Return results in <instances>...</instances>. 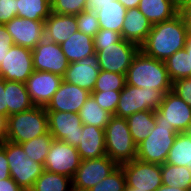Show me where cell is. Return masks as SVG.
I'll list each match as a JSON object with an SVG mask.
<instances>
[{
	"label": "cell",
	"mask_w": 191,
	"mask_h": 191,
	"mask_svg": "<svg viewBox=\"0 0 191 191\" xmlns=\"http://www.w3.org/2000/svg\"><path fill=\"white\" fill-rule=\"evenodd\" d=\"M127 10L137 8L140 0H118Z\"/></svg>",
	"instance_id": "f907efd6"
},
{
	"label": "cell",
	"mask_w": 191,
	"mask_h": 191,
	"mask_svg": "<svg viewBox=\"0 0 191 191\" xmlns=\"http://www.w3.org/2000/svg\"><path fill=\"white\" fill-rule=\"evenodd\" d=\"M49 132L53 139L77 147L82 132V121L79 114L72 112L47 111Z\"/></svg>",
	"instance_id": "9a60e30c"
},
{
	"label": "cell",
	"mask_w": 191,
	"mask_h": 191,
	"mask_svg": "<svg viewBox=\"0 0 191 191\" xmlns=\"http://www.w3.org/2000/svg\"><path fill=\"white\" fill-rule=\"evenodd\" d=\"M78 31L76 15H63L51 12L44 21L45 39L61 44Z\"/></svg>",
	"instance_id": "7402d4cb"
},
{
	"label": "cell",
	"mask_w": 191,
	"mask_h": 191,
	"mask_svg": "<svg viewBox=\"0 0 191 191\" xmlns=\"http://www.w3.org/2000/svg\"><path fill=\"white\" fill-rule=\"evenodd\" d=\"M29 191H73L72 178L44 170Z\"/></svg>",
	"instance_id": "4dcf8cb0"
},
{
	"label": "cell",
	"mask_w": 191,
	"mask_h": 191,
	"mask_svg": "<svg viewBox=\"0 0 191 191\" xmlns=\"http://www.w3.org/2000/svg\"><path fill=\"white\" fill-rule=\"evenodd\" d=\"M11 178L6 151L0 146V180Z\"/></svg>",
	"instance_id": "ee69618b"
},
{
	"label": "cell",
	"mask_w": 191,
	"mask_h": 191,
	"mask_svg": "<svg viewBox=\"0 0 191 191\" xmlns=\"http://www.w3.org/2000/svg\"><path fill=\"white\" fill-rule=\"evenodd\" d=\"M125 84V74L100 70L93 91L122 90Z\"/></svg>",
	"instance_id": "e575fe53"
},
{
	"label": "cell",
	"mask_w": 191,
	"mask_h": 191,
	"mask_svg": "<svg viewBox=\"0 0 191 191\" xmlns=\"http://www.w3.org/2000/svg\"><path fill=\"white\" fill-rule=\"evenodd\" d=\"M179 14L181 15L188 31L191 32V1L179 8Z\"/></svg>",
	"instance_id": "bcb514c9"
},
{
	"label": "cell",
	"mask_w": 191,
	"mask_h": 191,
	"mask_svg": "<svg viewBox=\"0 0 191 191\" xmlns=\"http://www.w3.org/2000/svg\"><path fill=\"white\" fill-rule=\"evenodd\" d=\"M50 14L51 3L47 0H17V17L45 21Z\"/></svg>",
	"instance_id": "1f68e13d"
},
{
	"label": "cell",
	"mask_w": 191,
	"mask_h": 191,
	"mask_svg": "<svg viewBox=\"0 0 191 191\" xmlns=\"http://www.w3.org/2000/svg\"><path fill=\"white\" fill-rule=\"evenodd\" d=\"M14 45L11 35L7 32L4 24H0V65L10 47Z\"/></svg>",
	"instance_id": "7bdbcfd3"
},
{
	"label": "cell",
	"mask_w": 191,
	"mask_h": 191,
	"mask_svg": "<svg viewBox=\"0 0 191 191\" xmlns=\"http://www.w3.org/2000/svg\"><path fill=\"white\" fill-rule=\"evenodd\" d=\"M172 92L191 107V77L172 82Z\"/></svg>",
	"instance_id": "60d3db41"
},
{
	"label": "cell",
	"mask_w": 191,
	"mask_h": 191,
	"mask_svg": "<svg viewBox=\"0 0 191 191\" xmlns=\"http://www.w3.org/2000/svg\"><path fill=\"white\" fill-rule=\"evenodd\" d=\"M0 191H24L12 178L0 180Z\"/></svg>",
	"instance_id": "c3c4849f"
},
{
	"label": "cell",
	"mask_w": 191,
	"mask_h": 191,
	"mask_svg": "<svg viewBox=\"0 0 191 191\" xmlns=\"http://www.w3.org/2000/svg\"><path fill=\"white\" fill-rule=\"evenodd\" d=\"M177 134L172 125L156 123L148 137L137 146V159L164 164Z\"/></svg>",
	"instance_id": "8992f818"
},
{
	"label": "cell",
	"mask_w": 191,
	"mask_h": 191,
	"mask_svg": "<svg viewBox=\"0 0 191 191\" xmlns=\"http://www.w3.org/2000/svg\"><path fill=\"white\" fill-rule=\"evenodd\" d=\"M17 16V0H0V24H6Z\"/></svg>",
	"instance_id": "b9f144b4"
},
{
	"label": "cell",
	"mask_w": 191,
	"mask_h": 191,
	"mask_svg": "<svg viewBox=\"0 0 191 191\" xmlns=\"http://www.w3.org/2000/svg\"><path fill=\"white\" fill-rule=\"evenodd\" d=\"M121 29L122 39L130 41L139 47L145 42L153 24L137 8L126 11Z\"/></svg>",
	"instance_id": "44dd1931"
},
{
	"label": "cell",
	"mask_w": 191,
	"mask_h": 191,
	"mask_svg": "<svg viewBox=\"0 0 191 191\" xmlns=\"http://www.w3.org/2000/svg\"><path fill=\"white\" fill-rule=\"evenodd\" d=\"M125 191H141V190H137V188H135V187H127L126 186Z\"/></svg>",
	"instance_id": "11a10c76"
},
{
	"label": "cell",
	"mask_w": 191,
	"mask_h": 191,
	"mask_svg": "<svg viewBox=\"0 0 191 191\" xmlns=\"http://www.w3.org/2000/svg\"><path fill=\"white\" fill-rule=\"evenodd\" d=\"M79 116L84 125H94L95 127L105 129L109 123L111 114L102 109L95 98L90 94L86 102L79 111Z\"/></svg>",
	"instance_id": "f1b7e54d"
},
{
	"label": "cell",
	"mask_w": 191,
	"mask_h": 191,
	"mask_svg": "<svg viewBox=\"0 0 191 191\" xmlns=\"http://www.w3.org/2000/svg\"><path fill=\"white\" fill-rule=\"evenodd\" d=\"M155 123L172 125L177 133L191 132V107L174 92H167L155 110Z\"/></svg>",
	"instance_id": "9c48e42d"
},
{
	"label": "cell",
	"mask_w": 191,
	"mask_h": 191,
	"mask_svg": "<svg viewBox=\"0 0 191 191\" xmlns=\"http://www.w3.org/2000/svg\"><path fill=\"white\" fill-rule=\"evenodd\" d=\"M5 98L8 107V116L24 112L35 106L23 82L5 80Z\"/></svg>",
	"instance_id": "cb8c5ba5"
},
{
	"label": "cell",
	"mask_w": 191,
	"mask_h": 191,
	"mask_svg": "<svg viewBox=\"0 0 191 191\" xmlns=\"http://www.w3.org/2000/svg\"><path fill=\"white\" fill-rule=\"evenodd\" d=\"M7 133V117L0 115V144L5 140Z\"/></svg>",
	"instance_id": "681fc988"
},
{
	"label": "cell",
	"mask_w": 191,
	"mask_h": 191,
	"mask_svg": "<svg viewBox=\"0 0 191 191\" xmlns=\"http://www.w3.org/2000/svg\"><path fill=\"white\" fill-rule=\"evenodd\" d=\"M94 49L100 70L126 74L140 47L122 39L120 42L108 46H94Z\"/></svg>",
	"instance_id": "ba28073f"
},
{
	"label": "cell",
	"mask_w": 191,
	"mask_h": 191,
	"mask_svg": "<svg viewBox=\"0 0 191 191\" xmlns=\"http://www.w3.org/2000/svg\"><path fill=\"white\" fill-rule=\"evenodd\" d=\"M33 72L32 50L12 45L0 65V78L25 83Z\"/></svg>",
	"instance_id": "4fadbf2b"
},
{
	"label": "cell",
	"mask_w": 191,
	"mask_h": 191,
	"mask_svg": "<svg viewBox=\"0 0 191 191\" xmlns=\"http://www.w3.org/2000/svg\"><path fill=\"white\" fill-rule=\"evenodd\" d=\"M106 155L118 165L137 158L135 144L126 118L111 116L105 128Z\"/></svg>",
	"instance_id": "277c9868"
},
{
	"label": "cell",
	"mask_w": 191,
	"mask_h": 191,
	"mask_svg": "<svg viewBox=\"0 0 191 191\" xmlns=\"http://www.w3.org/2000/svg\"><path fill=\"white\" fill-rule=\"evenodd\" d=\"M126 11L127 9L118 0L101 6V11L96 14L100 29H109L121 33Z\"/></svg>",
	"instance_id": "4316f807"
},
{
	"label": "cell",
	"mask_w": 191,
	"mask_h": 191,
	"mask_svg": "<svg viewBox=\"0 0 191 191\" xmlns=\"http://www.w3.org/2000/svg\"><path fill=\"white\" fill-rule=\"evenodd\" d=\"M131 136L138 146L146 139L155 127V110H146L134 113L127 118Z\"/></svg>",
	"instance_id": "484cf974"
},
{
	"label": "cell",
	"mask_w": 191,
	"mask_h": 191,
	"mask_svg": "<svg viewBox=\"0 0 191 191\" xmlns=\"http://www.w3.org/2000/svg\"><path fill=\"white\" fill-rule=\"evenodd\" d=\"M87 0H54L51 12L63 15H77L85 10Z\"/></svg>",
	"instance_id": "74e56055"
},
{
	"label": "cell",
	"mask_w": 191,
	"mask_h": 191,
	"mask_svg": "<svg viewBox=\"0 0 191 191\" xmlns=\"http://www.w3.org/2000/svg\"><path fill=\"white\" fill-rule=\"evenodd\" d=\"M52 142L53 137L50 132H48L42 136L35 137L32 140L21 143V146L28 157H30L33 161L43 165Z\"/></svg>",
	"instance_id": "836d02e7"
},
{
	"label": "cell",
	"mask_w": 191,
	"mask_h": 191,
	"mask_svg": "<svg viewBox=\"0 0 191 191\" xmlns=\"http://www.w3.org/2000/svg\"><path fill=\"white\" fill-rule=\"evenodd\" d=\"M105 129L95 127L94 125L82 124L80 132V143L76 147L81 160L94 159L106 155L105 147Z\"/></svg>",
	"instance_id": "ffe728a7"
},
{
	"label": "cell",
	"mask_w": 191,
	"mask_h": 191,
	"mask_svg": "<svg viewBox=\"0 0 191 191\" xmlns=\"http://www.w3.org/2000/svg\"><path fill=\"white\" fill-rule=\"evenodd\" d=\"M164 62L171 82L191 77V56L185 48L178 50Z\"/></svg>",
	"instance_id": "d6a6232c"
},
{
	"label": "cell",
	"mask_w": 191,
	"mask_h": 191,
	"mask_svg": "<svg viewBox=\"0 0 191 191\" xmlns=\"http://www.w3.org/2000/svg\"><path fill=\"white\" fill-rule=\"evenodd\" d=\"M0 115L8 117V107L5 98V79L0 78Z\"/></svg>",
	"instance_id": "7dc6e473"
},
{
	"label": "cell",
	"mask_w": 191,
	"mask_h": 191,
	"mask_svg": "<svg viewBox=\"0 0 191 191\" xmlns=\"http://www.w3.org/2000/svg\"><path fill=\"white\" fill-rule=\"evenodd\" d=\"M60 47L69 63L78 62L95 54L93 37L80 31L72 34L70 38L60 44Z\"/></svg>",
	"instance_id": "603a6c76"
},
{
	"label": "cell",
	"mask_w": 191,
	"mask_h": 191,
	"mask_svg": "<svg viewBox=\"0 0 191 191\" xmlns=\"http://www.w3.org/2000/svg\"><path fill=\"white\" fill-rule=\"evenodd\" d=\"M126 84L141 88H153L164 94L172 91L164 61L145 55L141 50L134 56L126 74Z\"/></svg>",
	"instance_id": "7a4b0ae2"
},
{
	"label": "cell",
	"mask_w": 191,
	"mask_h": 191,
	"mask_svg": "<svg viewBox=\"0 0 191 191\" xmlns=\"http://www.w3.org/2000/svg\"><path fill=\"white\" fill-rule=\"evenodd\" d=\"M165 163L191 170V132L178 133Z\"/></svg>",
	"instance_id": "83f0119b"
},
{
	"label": "cell",
	"mask_w": 191,
	"mask_h": 191,
	"mask_svg": "<svg viewBox=\"0 0 191 191\" xmlns=\"http://www.w3.org/2000/svg\"><path fill=\"white\" fill-rule=\"evenodd\" d=\"M78 31L94 38L100 30L99 21L95 13L86 10L76 15Z\"/></svg>",
	"instance_id": "f35d334b"
},
{
	"label": "cell",
	"mask_w": 191,
	"mask_h": 191,
	"mask_svg": "<svg viewBox=\"0 0 191 191\" xmlns=\"http://www.w3.org/2000/svg\"><path fill=\"white\" fill-rule=\"evenodd\" d=\"M120 93L121 90L93 91L91 95L102 109L113 116L118 106Z\"/></svg>",
	"instance_id": "8d00e7d4"
},
{
	"label": "cell",
	"mask_w": 191,
	"mask_h": 191,
	"mask_svg": "<svg viewBox=\"0 0 191 191\" xmlns=\"http://www.w3.org/2000/svg\"><path fill=\"white\" fill-rule=\"evenodd\" d=\"M90 94L91 93L87 90L63 80L59 89L53 95L52 100L45 107L46 111L72 112L78 114Z\"/></svg>",
	"instance_id": "d6986e66"
},
{
	"label": "cell",
	"mask_w": 191,
	"mask_h": 191,
	"mask_svg": "<svg viewBox=\"0 0 191 191\" xmlns=\"http://www.w3.org/2000/svg\"><path fill=\"white\" fill-rule=\"evenodd\" d=\"M100 71L96 53L78 62L69 63L63 80L92 93Z\"/></svg>",
	"instance_id": "ac0fdd59"
},
{
	"label": "cell",
	"mask_w": 191,
	"mask_h": 191,
	"mask_svg": "<svg viewBox=\"0 0 191 191\" xmlns=\"http://www.w3.org/2000/svg\"><path fill=\"white\" fill-rule=\"evenodd\" d=\"M49 132L48 115L43 106H33L7 117L5 140L21 144Z\"/></svg>",
	"instance_id": "3957f363"
},
{
	"label": "cell",
	"mask_w": 191,
	"mask_h": 191,
	"mask_svg": "<svg viewBox=\"0 0 191 191\" xmlns=\"http://www.w3.org/2000/svg\"><path fill=\"white\" fill-rule=\"evenodd\" d=\"M138 9L152 24L169 20L179 13V8L170 0H140Z\"/></svg>",
	"instance_id": "d4e9b609"
},
{
	"label": "cell",
	"mask_w": 191,
	"mask_h": 191,
	"mask_svg": "<svg viewBox=\"0 0 191 191\" xmlns=\"http://www.w3.org/2000/svg\"><path fill=\"white\" fill-rule=\"evenodd\" d=\"M94 46H108L122 40L121 33L109 29H100L93 38Z\"/></svg>",
	"instance_id": "ab89813d"
},
{
	"label": "cell",
	"mask_w": 191,
	"mask_h": 191,
	"mask_svg": "<svg viewBox=\"0 0 191 191\" xmlns=\"http://www.w3.org/2000/svg\"><path fill=\"white\" fill-rule=\"evenodd\" d=\"M63 77L47 71H36L25 82L27 92L35 106L46 107L59 89Z\"/></svg>",
	"instance_id": "2e32d148"
},
{
	"label": "cell",
	"mask_w": 191,
	"mask_h": 191,
	"mask_svg": "<svg viewBox=\"0 0 191 191\" xmlns=\"http://www.w3.org/2000/svg\"><path fill=\"white\" fill-rule=\"evenodd\" d=\"M162 185L191 190V170L185 166L161 164Z\"/></svg>",
	"instance_id": "f546056e"
},
{
	"label": "cell",
	"mask_w": 191,
	"mask_h": 191,
	"mask_svg": "<svg viewBox=\"0 0 191 191\" xmlns=\"http://www.w3.org/2000/svg\"><path fill=\"white\" fill-rule=\"evenodd\" d=\"M156 191H188L181 187H169L166 185H161Z\"/></svg>",
	"instance_id": "816d5d0a"
},
{
	"label": "cell",
	"mask_w": 191,
	"mask_h": 191,
	"mask_svg": "<svg viewBox=\"0 0 191 191\" xmlns=\"http://www.w3.org/2000/svg\"><path fill=\"white\" fill-rule=\"evenodd\" d=\"M80 163L81 158L76 147L62 140L53 139L43 168L46 171L73 178Z\"/></svg>",
	"instance_id": "7c38bea8"
},
{
	"label": "cell",
	"mask_w": 191,
	"mask_h": 191,
	"mask_svg": "<svg viewBox=\"0 0 191 191\" xmlns=\"http://www.w3.org/2000/svg\"><path fill=\"white\" fill-rule=\"evenodd\" d=\"M174 5L180 8L182 5L190 2L191 0H170Z\"/></svg>",
	"instance_id": "db71d44e"
},
{
	"label": "cell",
	"mask_w": 191,
	"mask_h": 191,
	"mask_svg": "<svg viewBox=\"0 0 191 191\" xmlns=\"http://www.w3.org/2000/svg\"><path fill=\"white\" fill-rule=\"evenodd\" d=\"M184 48L186 49L187 53L190 54L191 56V32L190 31L188 32Z\"/></svg>",
	"instance_id": "f5cc1de1"
},
{
	"label": "cell",
	"mask_w": 191,
	"mask_h": 191,
	"mask_svg": "<svg viewBox=\"0 0 191 191\" xmlns=\"http://www.w3.org/2000/svg\"><path fill=\"white\" fill-rule=\"evenodd\" d=\"M125 175L126 186L141 191H156L162 185L161 164L134 159L119 165Z\"/></svg>",
	"instance_id": "8fae6325"
},
{
	"label": "cell",
	"mask_w": 191,
	"mask_h": 191,
	"mask_svg": "<svg viewBox=\"0 0 191 191\" xmlns=\"http://www.w3.org/2000/svg\"><path fill=\"white\" fill-rule=\"evenodd\" d=\"M126 179L122 168L119 166L105 179L98 182L88 191H125Z\"/></svg>",
	"instance_id": "d590c367"
},
{
	"label": "cell",
	"mask_w": 191,
	"mask_h": 191,
	"mask_svg": "<svg viewBox=\"0 0 191 191\" xmlns=\"http://www.w3.org/2000/svg\"><path fill=\"white\" fill-rule=\"evenodd\" d=\"M114 0H87L85 10L90 13H99L101 6L112 3Z\"/></svg>",
	"instance_id": "f6af8a7d"
},
{
	"label": "cell",
	"mask_w": 191,
	"mask_h": 191,
	"mask_svg": "<svg viewBox=\"0 0 191 191\" xmlns=\"http://www.w3.org/2000/svg\"><path fill=\"white\" fill-rule=\"evenodd\" d=\"M164 93L153 88H141L125 84L121 90L115 116H128L146 110H157L162 103Z\"/></svg>",
	"instance_id": "52a82bcc"
},
{
	"label": "cell",
	"mask_w": 191,
	"mask_h": 191,
	"mask_svg": "<svg viewBox=\"0 0 191 191\" xmlns=\"http://www.w3.org/2000/svg\"><path fill=\"white\" fill-rule=\"evenodd\" d=\"M7 32L11 35L14 45L33 50L45 38L44 21L14 17L5 24Z\"/></svg>",
	"instance_id": "e0dca14e"
},
{
	"label": "cell",
	"mask_w": 191,
	"mask_h": 191,
	"mask_svg": "<svg viewBox=\"0 0 191 191\" xmlns=\"http://www.w3.org/2000/svg\"><path fill=\"white\" fill-rule=\"evenodd\" d=\"M32 56L33 68L36 71H47L63 77L69 66L60 45L45 38L34 47Z\"/></svg>",
	"instance_id": "5bb4252c"
},
{
	"label": "cell",
	"mask_w": 191,
	"mask_h": 191,
	"mask_svg": "<svg viewBox=\"0 0 191 191\" xmlns=\"http://www.w3.org/2000/svg\"><path fill=\"white\" fill-rule=\"evenodd\" d=\"M188 29L178 13L173 18L153 24L140 50L147 56L165 61L185 47Z\"/></svg>",
	"instance_id": "6da1fadb"
},
{
	"label": "cell",
	"mask_w": 191,
	"mask_h": 191,
	"mask_svg": "<svg viewBox=\"0 0 191 191\" xmlns=\"http://www.w3.org/2000/svg\"><path fill=\"white\" fill-rule=\"evenodd\" d=\"M0 146L6 151L11 178L24 191H29L44 171L43 165L28 157L21 144L4 140Z\"/></svg>",
	"instance_id": "5b68a950"
},
{
	"label": "cell",
	"mask_w": 191,
	"mask_h": 191,
	"mask_svg": "<svg viewBox=\"0 0 191 191\" xmlns=\"http://www.w3.org/2000/svg\"><path fill=\"white\" fill-rule=\"evenodd\" d=\"M118 167L119 165L107 155L81 160L80 166L72 178L73 191H88Z\"/></svg>",
	"instance_id": "30bf717a"
}]
</instances>
